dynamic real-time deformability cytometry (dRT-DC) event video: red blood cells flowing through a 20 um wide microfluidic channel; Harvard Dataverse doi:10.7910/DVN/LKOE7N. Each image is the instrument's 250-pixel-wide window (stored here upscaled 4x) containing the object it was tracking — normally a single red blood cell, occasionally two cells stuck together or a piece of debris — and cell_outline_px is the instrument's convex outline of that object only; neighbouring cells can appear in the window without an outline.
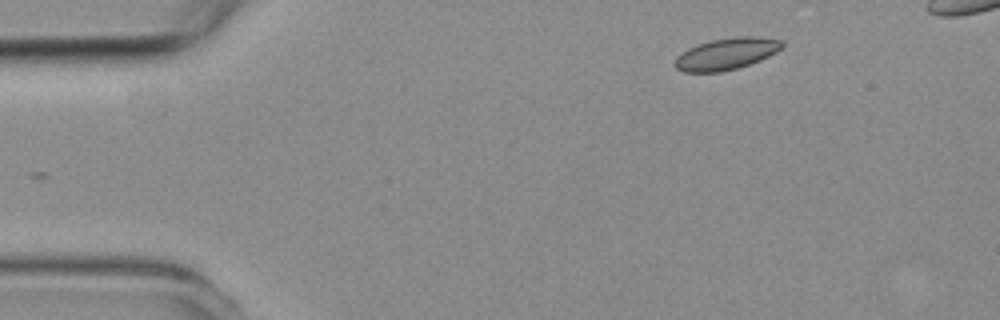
{"species": "common noctule bat (a hibernating species)", "species_latin": "Nyctalus noctula", "temperature_condition": "room temperature", "stored_images_in_passage": 2, "camera_frame_rate_fps": 3000, "um_per_image_px": 0.085, "animal": {"sex": "female", "body_mass_g": 19.3, "forearm_length_mm": 54.1}, "frame": {"image": 1, "passage_image": 2, "time_ms": 1.0, "image_size_px": [1000, 320], "cell_outline_px": [[784, 48], [760, 60], [736, 68], [720, 72], [684, 72], [676, 68], [676, 56], [688, 48], [696, 44], [712, 40], [736, 36], [756, 36], [780, 40], [784, 44]], "centroid_in_image_um": [61.75, 4.56], "position_along_channel_um": 23.2, "area_um2": 19.71}}